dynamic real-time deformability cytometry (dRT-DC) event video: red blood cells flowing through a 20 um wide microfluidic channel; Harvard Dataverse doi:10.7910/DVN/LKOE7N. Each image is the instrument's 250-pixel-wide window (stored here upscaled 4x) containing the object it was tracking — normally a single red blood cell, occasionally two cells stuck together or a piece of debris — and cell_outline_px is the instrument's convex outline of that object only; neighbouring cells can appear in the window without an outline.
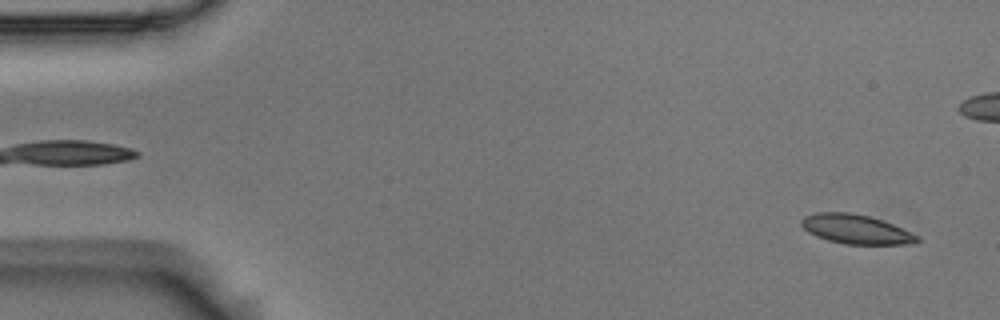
{"species": "Egyptian fruit bat (a non-hibernating species)", "species_latin": "Rousettus aegyptiacus", "temperature_condition": "room temperature", "stored_images_in_passage": 4, "camera_frame_rate_fps": 3000, "um_per_image_px": 0.085, "animal": {"sex": "male"}, "frame": {"image": 1, "passage_image": 4, "time_ms": 1.0, "image_size_px": [1000, 320], "cell_outline_px": [[920, 240], [904, 244], [844, 244], [828, 240], [816, 236], [808, 232], [800, 224], [800, 220], [804, 216], [816, 212], [852, 212], [868, 216], [892, 224], [920, 236]], "centroid_in_image_um": [72.7, 19.47], "position_along_channel_um": 12.3, "area_um2": 19.65}}